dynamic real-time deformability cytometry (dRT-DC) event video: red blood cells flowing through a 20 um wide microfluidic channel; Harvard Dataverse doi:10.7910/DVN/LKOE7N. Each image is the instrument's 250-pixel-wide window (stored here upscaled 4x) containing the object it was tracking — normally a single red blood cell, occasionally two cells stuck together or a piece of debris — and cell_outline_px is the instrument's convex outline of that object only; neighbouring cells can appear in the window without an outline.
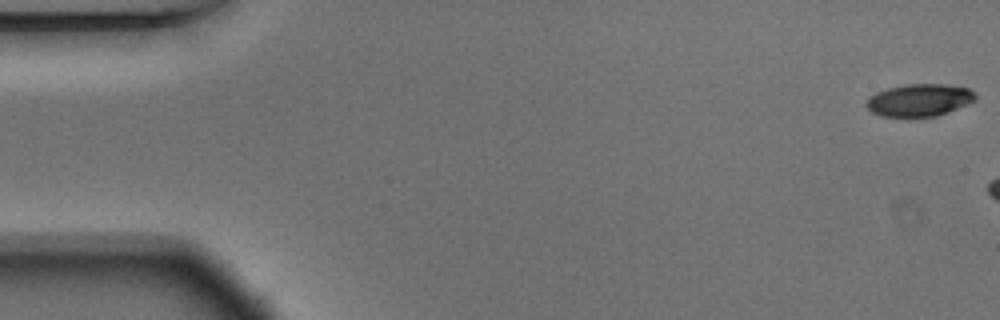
{"species": "Egyptian fruit bat (a non-hibernating species)", "species_latin": "Rousettus aegyptiacus", "temperature_condition": "warm", "stored_images_in_passage": 7, "camera_frame_rate_fps": 3000, "um_per_image_px": 0.085, "animal": {"sex": "male"}, "frame": {"image": 1, "passage_image": 1, "time_ms": 0.0, "image_size_px": [1000, 320], "cell_outline_px": [[976, 100], [948, 112], [936, 116], [908, 120], [880, 116], [872, 112], [864, 104], [868, 96], [876, 92], [888, 88], [904, 84], [944, 84], [968, 88], [976, 96]], "centroid_in_image_um": [78.06, 8.56], "position_along_channel_um": 6.9, "area_um2": 21.33}}